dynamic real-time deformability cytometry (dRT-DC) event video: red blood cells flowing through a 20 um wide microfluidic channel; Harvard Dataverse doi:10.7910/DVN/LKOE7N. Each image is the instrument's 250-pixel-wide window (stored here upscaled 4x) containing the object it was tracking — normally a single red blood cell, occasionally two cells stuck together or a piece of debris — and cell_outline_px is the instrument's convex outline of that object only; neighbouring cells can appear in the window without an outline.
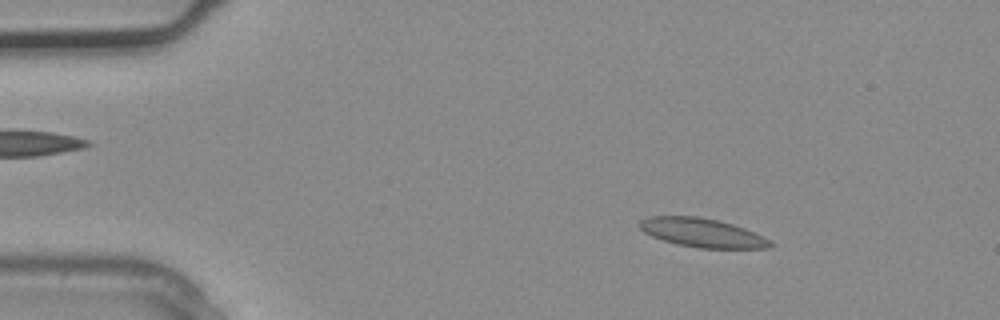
{"species": "common noctule bat (a hibernating species)", "species_latin": "Nyctalus noctula", "temperature_condition": "warm", "stored_images_in_passage": 4, "camera_frame_rate_fps": 3000, "um_per_image_px": 0.085, "animal": {"sex": "male", "body_mass_g": 20.4}, "frame": {"image": 1, "passage_image": 2, "time_ms": 0.333, "image_size_px": [1000, 320], "cell_outline_px": [[776, 244], [768, 248], [700, 248], [676, 244], [652, 236], [644, 232], [636, 224], [640, 220], [648, 216], [696, 216], [720, 220], [744, 228], [764, 236]], "centroid_in_image_um": [59.69, 19.78], "position_along_channel_um": 25.3, "area_um2": 22.14}}